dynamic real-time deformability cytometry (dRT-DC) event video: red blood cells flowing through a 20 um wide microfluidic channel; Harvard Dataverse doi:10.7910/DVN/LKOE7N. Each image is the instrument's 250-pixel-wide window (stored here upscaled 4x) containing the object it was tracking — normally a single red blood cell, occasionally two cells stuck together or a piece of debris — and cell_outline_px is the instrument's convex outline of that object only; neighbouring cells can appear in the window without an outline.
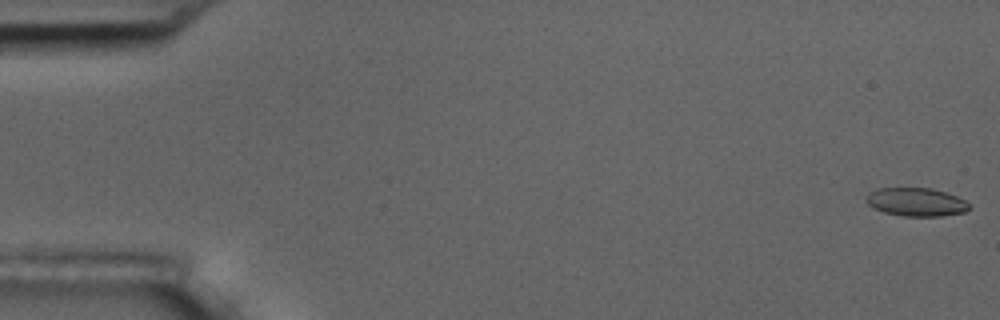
{"species": "common noctule bat (a hibernating species)", "species_latin": "Nyctalus noctula", "temperature_condition": "room temperature", "stored_images_in_passage": 15, "camera_frame_rate_fps": 3000, "um_per_image_px": 0.085, "animal": {"sex": "male", "body_mass_g": 17.5, "forearm_length_mm": 52.3}, "frame": {"image": 1, "passage_image": 1, "time_ms": 0.0, "image_size_px": [1000, 320], "cell_outline_px": [[968, 208], [964, 212], [940, 216], [904, 216], [884, 212], [872, 208], [864, 200], [864, 196], [868, 192], [876, 188], [932, 188], [956, 196], [964, 200], [968, 204]], "centroid_in_image_um": [77.78, 17.16], "position_along_channel_um": 7.2, "area_um2": 17.05}}
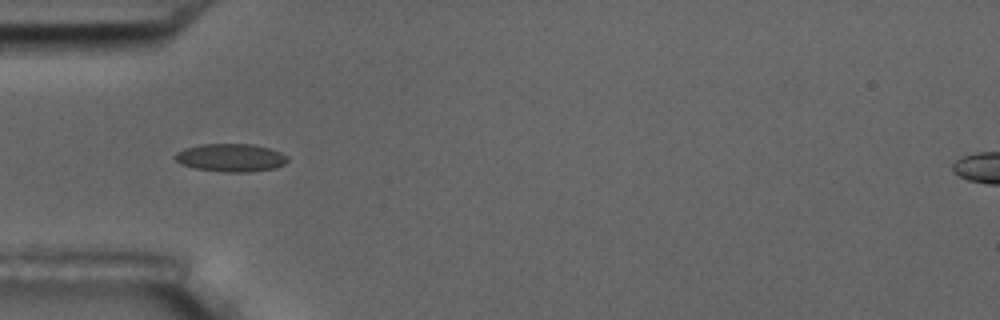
{"frame": {"image": 2, "passage_image": 5, "time_ms": 5.667, "image_size_px": [1000, 320], "cell_outline_px": [[288, 160], [284, 164], [276, 168], [248, 172], [220, 172], [196, 168], [180, 164], [172, 156], [176, 152], [184, 148], [200, 144], [252, 144], [268, 148], [280, 152], [288, 156]], "centroid_in_image_um": [19.59, 13.4], "position_along_channel_um": 65.4, "area_um2": 18.5}}
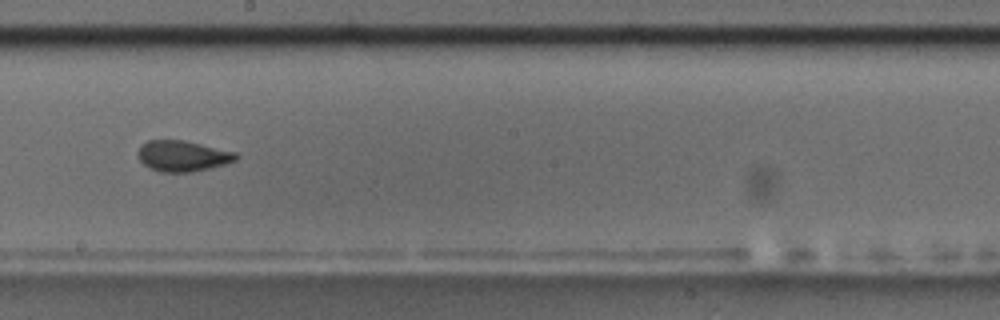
{"frame": {"image": 3, "passage_image": 9, "time_ms": 10.333, "image_size_px": [1000, 320], "cell_outline_px": [[240, 156], [236, 160], [224, 164], [192, 172], [160, 172], [148, 168], [136, 156], [136, 152], [140, 144], [148, 140], [184, 140], [236, 152]], "centroid_in_image_um": [15.47, 13.25], "position_along_channel_um": 232.7, "area_um2": 17.8}, "authors_computed_cell_mechanics": {"area_um2": 17.4556, "velocity_mm_per_s": 3.6085, "shape_relaxation_time_tau1_ms": 2.5067, "shape_relaxation_time_tau2_ms": 0.8777, "deformation_change_tau1": 0.1021, "deformation_change_tau2": 0.0593}}